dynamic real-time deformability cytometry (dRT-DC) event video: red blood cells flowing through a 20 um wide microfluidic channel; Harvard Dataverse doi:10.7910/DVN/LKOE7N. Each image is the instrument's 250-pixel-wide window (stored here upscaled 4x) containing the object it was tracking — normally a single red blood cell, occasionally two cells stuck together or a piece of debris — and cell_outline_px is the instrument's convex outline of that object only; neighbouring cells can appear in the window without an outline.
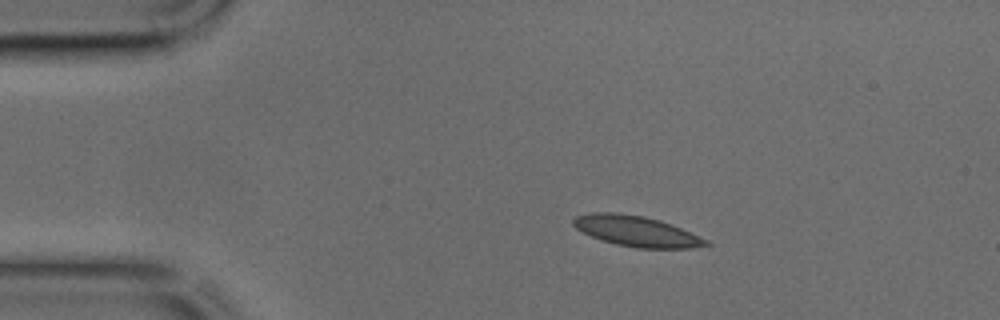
{"species": "common noctule bat (a hibernating species)", "species_latin": "Nyctalus noctula", "temperature_condition": "cold", "stored_images_in_passage": 38, "camera_frame_rate_fps": 3000, "um_per_image_px": 0.085, "animal": {"sex": "male", "body_mass_g": 17.9, "forearm_length_mm": 54.2}, "frame": {"image": 1, "passage_image": 1, "time_ms": 0.0, "image_size_px": [1000, 320], "cell_outline_px": [[712, 244], [692, 248], [636, 248], [616, 244], [600, 240], [576, 228], [572, 224], [572, 220], [576, 216], [592, 212], [612, 212], [644, 216], [660, 220], [672, 224], [708, 240]], "centroid_in_image_um": [54.1, 19.65], "position_along_channel_um": 30.9, "area_um2": 23.58}}
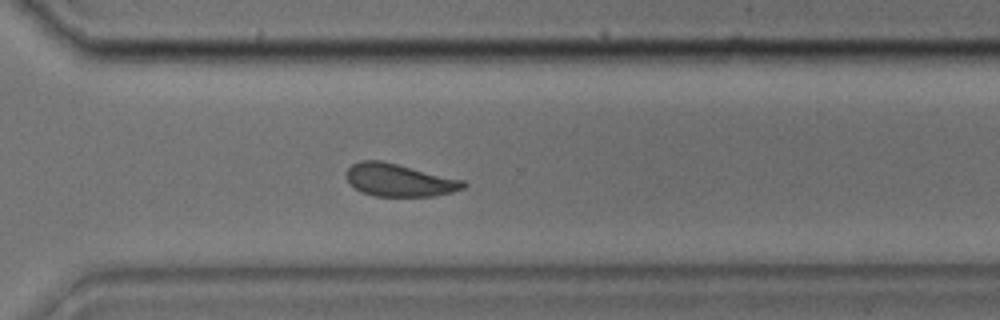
{"frame": {"image": 2, "passage_image": 25, "time_ms": 8.0, "image_size_px": [1000, 320], "cell_outline_px": [[468, 184], [464, 188], [452, 192], [432, 196], [376, 196], [360, 192], [348, 180], [348, 168], [352, 164], [360, 160], [380, 160], [464, 180]], "centroid_in_image_um": [33.96, 15.31], "position_along_channel_um": 336.6, "area_um2": 22.02}}
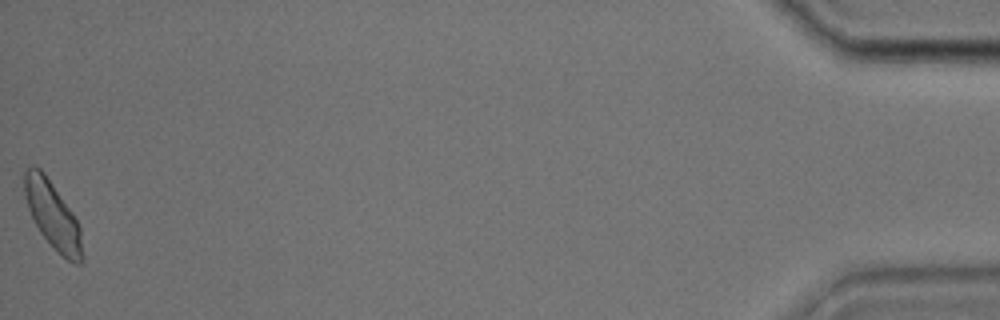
{"frame": {"image": 3, "passage_image": 38, "time_ms": 12.333, "image_size_px": [1000, 320], "cell_outline_px": [[84, 264], [76, 264], [68, 260], [40, 232], [28, 208], [24, 196], [24, 172], [32, 164], [40, 168], [44, 172], [72, 212], [80, 228], [84, 256]], "centroid_in_image_um": [4.49, 18.28], "position_along_channel_um": 430.7, "area_um2": 22.31}}